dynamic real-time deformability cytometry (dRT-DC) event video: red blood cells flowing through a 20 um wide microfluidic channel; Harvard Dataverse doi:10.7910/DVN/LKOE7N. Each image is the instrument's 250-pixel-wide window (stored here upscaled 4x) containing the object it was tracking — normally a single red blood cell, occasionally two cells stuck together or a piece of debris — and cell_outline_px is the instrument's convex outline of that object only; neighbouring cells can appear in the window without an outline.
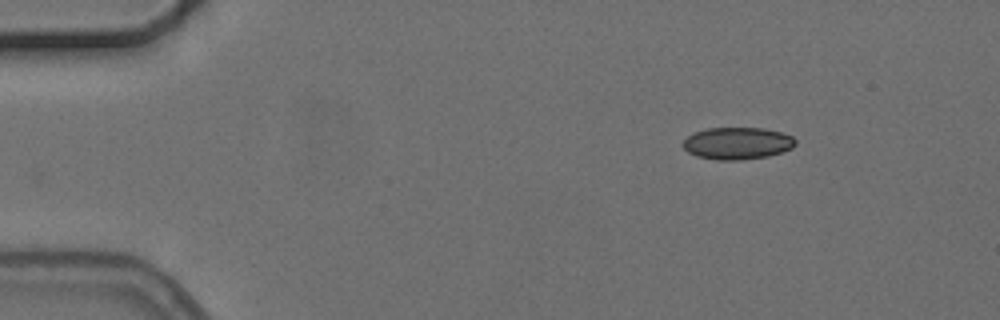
{"species": "common noctule bat (a hibernating species)", "species_latin": "Nyctalus noctula", "temperature_condition": "cold", "stored_images_in_passage": 5, "camera_frame_rate_fps": 3000, "um_per_image_px": 0.085, "animal": {"sex": "female", "body_mass_g": 24.6, "forearm_length_mm": 56.2}, "frame": {"image": 1, "passage_image": 1, "time_ms": 0.0, "image_size_px": [1000, 320], "cell_outline_px": [[796, 144], [792, 148], [768, 156], [740, 160], [716, 160], [696, 156], [688, 152], [680, 144], [692, 132], [708, 128], [764, 128], [780, 132], [792, 136], [796, 140]], "centroid_in_image_um": [62.64, 12.18], "position_along_channel_um": 22.4, "area_um2": 21.15}}
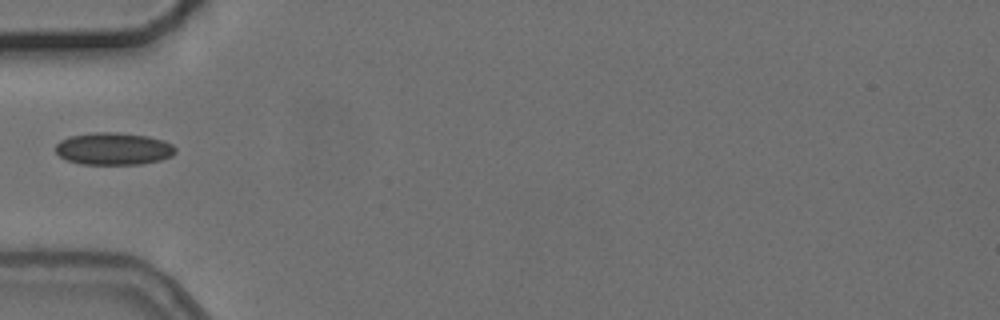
{"frame": {"image": 2, "passage_image": 4, "time_ms": 3.667, "image_size_px": [1000, 320], "cell_outline_px": [[176, 152], [172, 156], [160, 160], [140, 164], [80, 164], [68, 160], [60, 156], [56, 152], [56, 144], [60, 140], [68, 136], [92, 132], [116, 132], [148, 136], [164, 140], [172, 144], [176, 148]], "centroid_in_image_um": [9.66, 12.63], "position_along_channel_um": 75.3, "area_um2": 22.72}}
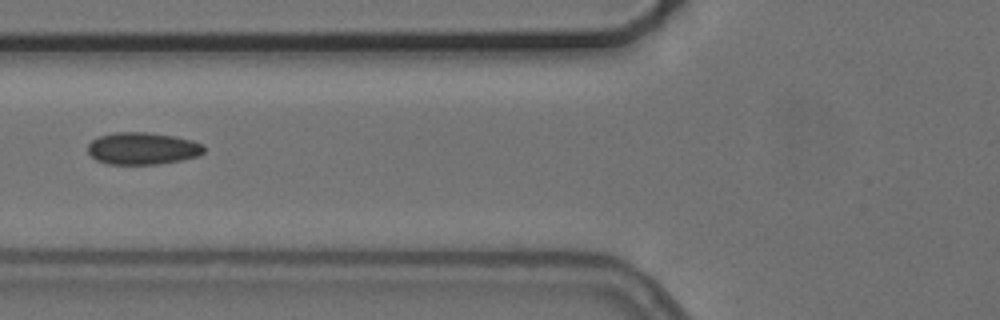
{"frame": {"image": 3, "passage_image": 5, "time_ms": 4.667, "image_size_px": [1000, 320], "cell_outline_px": [[204, 152], [196, 156], [180, 160], [156, 164], [108, 164], [96, 160], [88, 152], [88, 144], [92, 140], [100, 136], [116, 132], [148, 132], [172, 136], [192, 140], [204, 144]], "centroid_in_image_um": [12.1, 12.61], "position_along_channel_um": 113.7, "area_um2": 21.62}}